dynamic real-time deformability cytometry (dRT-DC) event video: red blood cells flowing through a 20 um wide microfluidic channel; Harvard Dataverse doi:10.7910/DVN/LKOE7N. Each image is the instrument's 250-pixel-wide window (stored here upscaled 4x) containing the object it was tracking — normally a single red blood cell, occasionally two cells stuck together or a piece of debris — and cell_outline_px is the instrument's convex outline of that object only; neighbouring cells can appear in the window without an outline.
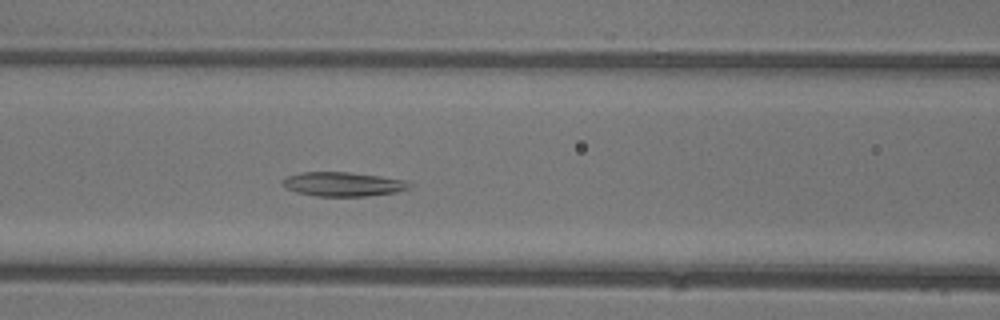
{"species": "common noctule bat (a hibernating species)", "species_latin": "Nyctalus noctula", "temperature_condition": "warm", "stored_images_in_passage": 44, "camera_frame_rate_fps": 3000, "um_per_image_px": 0.085, "animal": {"sex": "female"}, "frame": {"image": 1, "passage_image": 17, "time_ms": 5.333, "image_size_px": [1000, 320], "cell_outline_px": [[412, 184], [408, 188], [396, 192], [364, 196], [316, 196], [296, 192], [288, 188], [284, 184], [284, 180], [288, 176], [300, 172], [348, 172], [380, 176], [408, 180]], "centroid_in_image_um": [29.2, 15.65], "position_along_channel_um": 137.4, "area_um2": 17.69}}
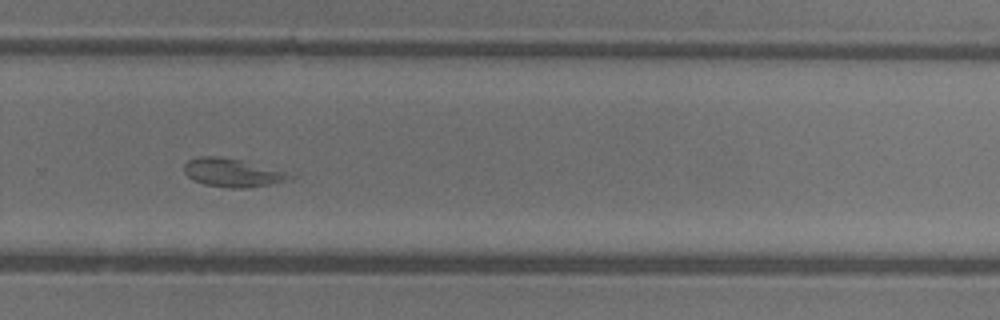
{"frame": {"image": 2, "passage_image": 29, "time_ms": 9.333, "image_size_px": [1000, 320], "cell_outline_px": [[296, 176], [292, 180], [248, 188], [232, 188], [204, 184], [192, 180], [184, 172], [184, 164], [188, 160], [200, 156], [216, 156], [244, 160], [284, 172]], "centroid_in_image_um": [19.75, 14.68], "position_along_channel_um": 310.0, "area_um2": 17.51}}
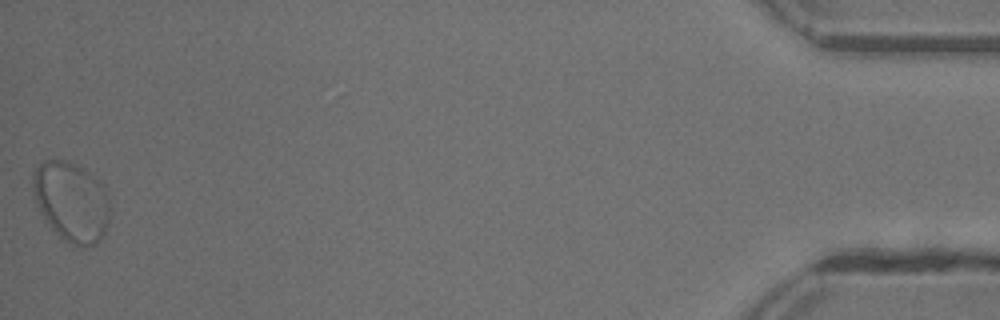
{"frame": {"image": 3, "passage_image": 44, "time_ms": 14.333, "image_size_px": [1000, 320], "cell_outline_px": [[108, 224], [104, 232], [96, 244], [84, 248], [72, 248], [44, 220], [36, 200], [32, 188], [32, 172], [44, 160], [64, 160], [80, 168], [100, 184], [108, 200]], "centroid_in_image_um": [6.02, 17.21], "position_along_channel_um": 429.2, "area_um2": 35.26}, "authors_computed_cell_mechanics": {"area_um2": 20.5768, "velocity_mm_per_s": 4.3384, "shape_relaxation_time_tau1_ms": null, "shape_relaxation_time_tau2_ms": 1.1538, "deformation_change_tau1": null, "deformation_change_tau2": 0.0556}}